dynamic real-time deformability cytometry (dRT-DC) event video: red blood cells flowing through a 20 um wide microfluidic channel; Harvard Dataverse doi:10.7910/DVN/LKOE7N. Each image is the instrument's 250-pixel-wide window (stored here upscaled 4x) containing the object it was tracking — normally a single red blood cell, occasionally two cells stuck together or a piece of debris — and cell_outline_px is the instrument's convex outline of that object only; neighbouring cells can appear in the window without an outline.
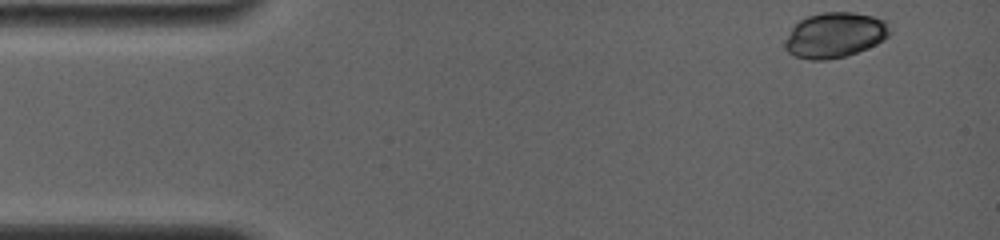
{"species": "common noctule bat (a hibernating species)", "species_latin": "Nyctalus noctula", "temperature_condition": "room temperature", "stored_images_in_passage": 31, "camera_frame_rate_fps": 4000, "um_per_image_px": 0.085, "animal": {"sex": "female", "body_mass_g": 19.0, "forearm_length_mm": 56.7}, "frame": {"image": 1, "passage_image": 1, "time_ms": 0.0, "image_size_px": [1000, 240], "cell_outline_px": [[892, 32], [888, 36], [876, 44], [868, 48], [844, 56], [824, 60], [812, 60], [796, 56], [788, 52], [784, 48], [784, 40], [792, 28], [800, 20], [808, 16], [820, 12], [852, 12], [872, 16], [888, 20]], "centroid_in_image_um": [70.98, 2.97], "position_along_channel_um": 14.0, "area_um2": 27.74}}
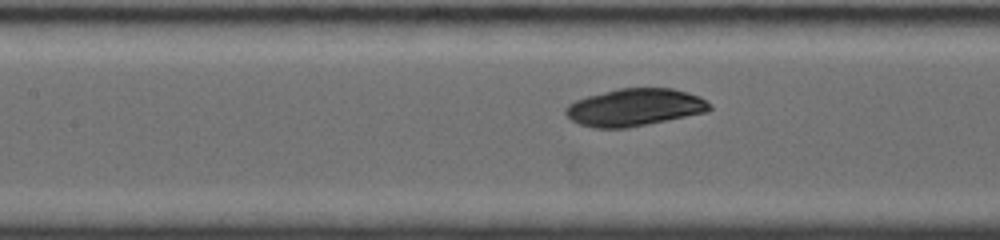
{"frame": {"image": 2, "passage_image": 18, "time_ms": 6.25, "image_size_px": [1000, 240], "cell_outline_px": [[712, 108], [708, 112], [628, 128], [592, 128], [580, 124], [572, 120], [564, 112], [564, 108], [568, 104], [576, 100], [588, 96], [620, 88], [672, 88], [688, 92], [700, 96], [712, 104]], "centroid_in_image_um": [53.98, 9.13], "position_along_channel_um": 153.4, "area_um2": 31.5}}
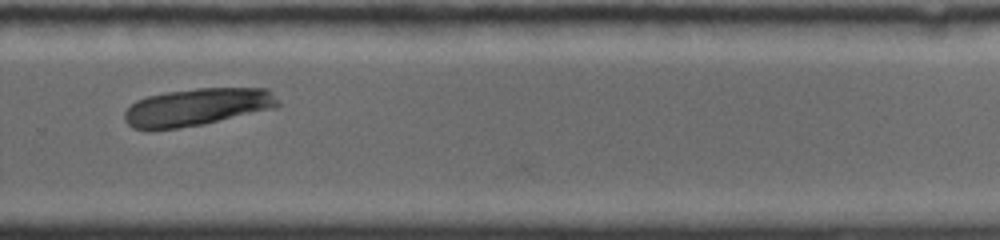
{"frame": {"image": 3, "passage_image": 30, "time_ms": 10.5, "image_size_px": [1000, 240], "cell_outline_px": [[280, 104], [276, 108], [204, 124], [152, 132], [132, 128], [124, 120], [124, 112], [136, 100], [148, 96], [168, 92], [196, 88], [268, 88]], "centroid_in_image_um": [16.71, 9.12], "position_along_channel_um": 313.1, "area_um2": 33.87}}